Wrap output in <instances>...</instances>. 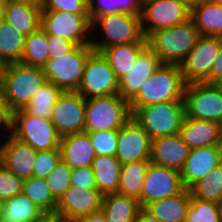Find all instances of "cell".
Returning <instances> with one entry per match:
<instances>
[{
	"instance_id": "5bb4252c",
	"label": "cell",
	"mask_w": 222,
	"mask_h": 222,
	"mask_svg": "<svg viewBox=\"0 0 222 222\" xmlns=\"http://www.w3.org/2000/svg\"><path fill=\"white\" fill-rule=\"evenodd\" d=\"M179 171L150 162L142 186L140 205L173 197L184 190Z\"/></svg>"
},
{
	"instance_id": "5b68a950",
	"label": "cell",
	"mask_w": 222,
	"mask_h": 222,
	"mask_svg": "<svg viewBox=\"0 0 222 222\" xmlns=\"http://www.w3.org/2000/svg\"><path fill=\"white\" fill-rule=\"evenodd\" d=\"M132 118L129 101L119 94L86 99L85 132L118 131Z\"/></svg>"
},
{
	"instance_id": "681fc988",
	"label": "cell",
	"mask_w": 222,
	"mask_h": 222,
	"mask_svg": "<svg viewBox=\"0 0 222 222\" xmlns=\"http://www.w3.org/2000/svg\"><path fill=\"white\" fill-rule=\"evenodd\" d=\"M74 222H107L105 214L102 210L91 213L87 216H84L80 219L75 220Z\"/></svg>"
},
{
	"instance_id": "680465c9",
	"label": "cell",
	"mask_w": 222,
	"mask_h": 222,
	"mask_svg": "<svg viewBox=\"0 0 222 222\" xmlns=\"http://www.w3.org/2000/svg\"><path fill=\"white\" fill-rule=\"evenodd\" d=\"M0 222H19V221L3 218Z\"/></svg>"
},
{
	"instance_id": "277c9868",
	"label": "cell",
	"mask_w": 222,
	"mask_h": 222,
	"mask_svg": "<svg viewBox=\"0 0 222 222\" xmlns=\"http://www.w3.org/2000/svg\"><path fill=\"white\" fill-rule=\"evenodd\" d=\"M134 119L153 140L177 135L185 117L184 101H168L130 108Z\"/></svg>"
},
{
	"instance_id": "60d3db41",
	"label": "cell",
	"mask_w": 222,
	"mask_h": 222,
	"mask_svg": "<svg viewBox=\"0 0 222 222\" xmlns=\"http://www.w3.org/2000/svg\"><path fill=\"white\" fill-rule=\"evenodd\" d=\"M60 160V149L37 151L32 176L45 179L54 170Z\"/></svg>"
},
{
	"instance_id": "836d02e7",
	"label": "cell",
	"mask_w": 222,
	"mask_h": 222,
	"mask_svg": "<svg viewBox=\"0 0 222 222\" xmlns=\"http://www.w3.org/2000/svg\"><path fill=\"white\" fill-rule=\"evenodd\" d=\"M48 54L47 34L39 28L26 36L21 63L42 68L48 61Z\"/></svg>"
},
{
	"instance_id": "74e56055",
	"label": "cell",
	"mask_w": 222,
	"mask_h": 222,
	"mask_svg": "<svg viewBox=\"0 0 222 222\" xmlns=\"http://www.w3.org/2000/svg\"><path fill=\"white\" fill-rule=\"evenodd\" d=\"M185 222H221L220 204L191 196Z\"/></svg>"
},
{
	"instance_id": "4316f807",
	"label": "cell",
	"mask_w": 222,
	"mask_h": 222,
	"mask_svg": "<svg viewBox=\"0 0 222 222\" xmlns=\"http://www.w3.org/2000/svg\"><path fill=\"white\" fill-rule=\"evenodd\" d=\"M140 202L119 193L103 195L101 210L107 222H134L141 210Z\"/></svg>"
},
{
	"instance_id": "cb8c5ba5",
	"label": "cell",
	"mask_w": 222,
	"mask_h": 222,
	"mask_svg": "<svg viewBox=\"0 0 222 222\" xmlns=\"http://www.w3.org/2000/svg\"><path fill=\"white\" fill-rule=\"evenodd\" d=\"M41 4L8 2L5 7L4 20L18 32L29 36L41 26Z\"/></svg>"
},
{
	"instance_id": "1f68e13d",
	"label": "cell",
	"mask_w": 222,
	"mask_h": 222,
	"mask_svg": "<svg viewBox=\"0 0 222 222\" xmlns=\"http://www.w3.org/2000/svg\"><path fill=\"white\" fill-rule=\"evenodd\" d=\"M62 90L57 88L52 82L47 81L33 95L30 103L23 110L27 114H32L38 118L51 119L53 107L55 106Z\"/></svg>"
},
{
	"instance_id": "b9f144b4",
	"label": "cell",
	"mask_w": 222,
	"mask_h": 222,
	"mask_svg": "<svg viewBox=\"0 0 222 222\" xmlns=\"http://www.w3.org/2000/svg\"><path fill=\"white\" fill-rule=\"evenodd\" d=\"M41 9L89 15V4L86 0H41Z\"/></svg>"
},
{
	"instance_id": "d6986e66",
	"label": "cell",
	"mask_w": 222,
	"mask_h": 222,
	"mask_svg": "<svg viewBox=\"0 0 222 222\" xmlns=\"http://www.w3.org/2000/svg\"><path fill=\"white\" fill-rule=\"evenodd\" d=\"M36 153L30 145L12 135L0 141V163L23 180L32 177Z\"/></svg>"
},
{
	"instance_id": "83f0119b",
	"label": "cell",
	"mask_w": 222,
	"mask_h": 222,
	"mask_svg": "<svg viewBox=\"0 0 222 222\" xmlns=\"http://www.w3.org/2000/svg\"><path fill=\"white\" fill-rule=\"evenodd\" d=\"M147 47V42L112 45L101 53L108 60L118 80L128 74L139 54Z\"/></svg>"
},
{
	"instance_id": "bcb514c9",
	"label": "cell",
	"mask_w": 222,
	"mask_h": 222,
	"mask_svg": "<svg viewBox=\"0 0 222 222\" xmlns=\"http://www.w3.org/2000/svg\"><path fill=\"white\" fill-rule=\"evenodd\" d=\"M13 132V110L0 109V141L4 140Z\"/></svg>"
},
{
	"instance_id": "9a60e30c",
	"label": "cell",
	"mask_w": 222,
	"mask_h": 222,
	"mask_svg": "<svg viewBox=\"0 0 222 222\" xmlns=\"http://www.w3.org/2000/svg\"><path fill=\"white\" fill-rule=\"evenodd\" d=\"M86 99L77 91L62 92L53 107L51 121L61 137L85 132Z\"/></svg>"
},
{
	"instance_id": "8992f818",
	"label": "cell",
	"mask_w": 222,
	"mask_h": 222,
	"mask_svg": "<svg viewBox=\"0 0 222 222\" xmlns=\"http://www.w3.org/2000/svg\"><path fill=\"white\" fill-rule=\"evenodd\" d=\"M46 82L42 68L21 62L6 64L3 85L8 105L13 111L23 109Z\"/></svg>"
},
{
	"instance_id": "ac0fdd59",
	"label": "cell",
	"mask_w": 222,
	"mask_h": 222,
	"mask_svg": "<svg viewBox=\"0 0 222 222\" xmlns=\"http://www.w3.org/2000/svg\"><path fill=\"white\" fill-rule=\"evenodd\" d=\"M222 163V145L204 146L190 149L185 164L180 171L185 189H190L195 183L208 175Z\"/></svg>"
},
{
	"instance_id": "6f0895ef",
	"label": "cell",
	"mask_w": 222,
	"mask_h": 222,
	"mask_svg": "<svg viewBox=\"0 0 222 222\" xmlns=\"http://www.w3.org/2000/svg\"><path fill=\"white\" fill-rule=\"evenodd\" d=\"M3 219V201L0 200V221Z\"/></svg>"
},
{
	"instance_id": "d590c367",
	"label": "cell",
	"mask_w": 222,
	"mask_h": 222,
	"mask_svg": "<svg viewBox=\"0 0 222 222\" xmlns=\"http://www.w3.org/2000/svg\"><path fill=\"white\" fill-rule=\"evenodd\" d=\"M22 193L29 197L43 212H55L57 200L51 194L44 178L32 176L25 179Z\"/></svg>"
},
{
	"instance_id": "ba28073f",
	"label": "cell",
	"mask_w": 222,
	"mask_h": 222,
	"mask_svg": "<svg viewBox=\"0 0 222 222\" xmlns=\"http://www.w3.org/2000/svg\"><path fill=\"white\" fill-rule=\"evenodd\" d=\"M93 52L91 45H79L65 57L48 60L42 67L43 74L63 92L77 91L86 62Z\"/></svg>"
},
{
	"instance_id": "8d00e7d4",
	"label": "cell",
	"mask_w": 222,
	"mask_h": 222,
	"mask_svg": "<svg viewBox=\"0 0 222 222\" xmlns=\"http://www.w3.org/2000/svg\"><path fill=\"white\" fill-rule=\"evenodd\" d=\"M88 4L91 22L99 16L117 12L142 14V0H90Z\"/></svg>"
},
{
	"instance_id": "30bf717a",
	"label": "cell",
	"mask_w": 222,
	"mask_h": 222,
	"mask_svg": "<svg viewBox=\"0 0 222 222\" xmlns=\"http://www.w3.org/2000/svg\"><path fill=\"white\" fill-rule=\"evenodd\" d=\"M40 28L47 35L62 37L77 46L92 43V22L89 15L42 10Z\"/></svg>"
},
{
	"instance_id": "e575fe53",
	"label": "cell",
	"mask_w": 222,
	"mask_h": 222,
	"mask_svg": "<svg viewBox=\"0 0 222 222\" xmlns=\"http://www.w3.org/2000/svg\"><path fill=\"white\" fill-rule=\"evenodd\" d=\"M191 196L205 201L222 203V163L189 189Z\"/></svg>"
},
{
	"instance_id": "44dd1931",
	"label": "cell",
	"mask_w": 222,
	"mask_h": 222,
	"mask_svg": "<svg viewBox=\"0 0 222 222\" xmlns=\"http://www.w3.org/2000/svg\"><path fill=\"white\" fill-rule=\"evenodd\" d=\"M189 151L179 134L155 138L152 140L150 162L180 172Z\"/></svg>"
},
{
	"instance_id": "7402d4cb",
	"label": "cell",
	"mask_w": 222,
	"mask_h": 222,
	"mask_svg": "<svg viewBox=\"0 0 222 222\" xmlns=\"http://www.w3.org/2000/svg\"><path fill=\"white\" fill-rule=\"evenodd\" d=\"M179 135L190 149L222 145V125L211 121L184 117Z\"/></svg>"
},
{
	"instance_id": "db71d44e",
	"label": "cell",
	"mask_w": 222,
	"mask_h": 222,
	"mask_svg": "<svg viewBox=\"0 0 222 222\" xmlns=\"http://www.w3.org/2000/svg\"><path fill=\"white\" fill-rule=\"evenodd\" d=\"M6 2H19L26 4H41V0H6Z\"/></svg>"
},
{
	"instance_id": "7c38bea8",
	"label": "cell",
	"mask_w": 222,
	"mask_h": 222,
	"mask_svg": "<svg viewBox=\"0 0 222 222\" xmlns=\"http://www.w3.org/2000/svg\"><path fill=\"white\" fill-rule=\"evenodd\" d=\"M191 9L178 0H143L142 30L145 38L152 32L177 26L190 18Z\"/></svg>"
},
{
	"instance_id": "f546056e",
	"label": "cell",
	"mask_w": 222,
	"mask_h": 222,
	"mask_svg": "<svg viewBox=\"0 0 222 222\" xmlns=\"http://www.w3.org/2000/svg\"><path fill=\"white\" fill-rule=\"evenodd\" d=\"M150 161H136L121 166L119 194L133 197L140 202L143 182Z\"/></svg>"
},
{
	"instance_id": "ffe728a7",
	"label": "cell",
	"mask_w": 222,
	"mask_h": 222,
	"mask_svg": "<svg viewBox=\"0 0 222 222\" xmlns=\"http://www.w3.org/2000/svg\"><path fill=\"white\" fill-rule=\"evenodd\" d=\"M162 65L160 59L146 47L137 57L134 66L119 80V95L130 101L144 82Z\"/></svg>"
},
{
	"instance_id": "603a6c76",
	"label": "cell",
	"mask_w": 222,
	"mask_h": 222,
	"mask_svg": "<svg viewBox=\"0 0 222 222\" xmlns=\"http://www.w3.org/2000/svg\"><path fill=\"white\" fill-rule=\"evenodd\" d=\"M61 159L71 168L92 166L96 154L92 141L86 132L61 137Z\"/></svg>"
},
{
	"instance_id": "7bdbcfd3",
	"label": "cell",
	"mask_w": 222,
	"mask_h": 222,
	"mask_svg": "<svg viewBox=\"0 0 222 222\" xmlns=\"http://www.w3.org/2000/svg\"><path fill=\"white\" fill-rule=\"evenodd\" d=\"M23 181L0 163V200L5 201L22 193Z\"/></svg>"
},
{
	"instance_id": "91938a15",
	"label": "cell",
	"mask_w": 222,
	"mask_h": 222,
	"mask_svg": "<svg viewBox=\"0 0 222 222\" xmlns=\"http://www.w3.org/2000/svg\"><path fill=\"white\" fill-rule=\"evenodd\" d=\"M214 3L222 6V0H212Z\"/></svg>"
},
{
	"instance_id": "f6af8a7d",
	"label": "cell",
	"mask_w": 222,
	"mask_h": 222,
	"mask_svg": "<svg viewBox=\"0 0 222 222\" xmlns=\"http://www.w3.org/2000/svg\"><path fill=\"white\" fill-rule=\"evenodd\" d=\"M70 178L71 186L97 189L94 171L91 166L72 169Z\"/></svg>"
},
{
	"instance_id": "7dc6e473",
	"label": "cell",
	"mask_w": 222,
	"mask_h": 222,
	"mask_svg": "<svg viewBox=\"0 0 222 222\" xmlns=\"http://www.w3.org/2000/svg\"><path fill=\"white\" fill-rule=\"evenodd\" d=\"M222 81V37H220L219 53L212 65L211 83L218 84Z\"/></svg>"
},
{
	"instance_id": "d4e9b609",
	"label": "cell",
	"mask_w": 222,
	"mask_h": 222,
	"mask_svg": "<svg viewBox=\"0 0 222 222\" xmlns=\"http://www.w3.org/2000/svg\"><path fill=\"white\" fill-rule=\"evenodd\" d=\"M191 193L184 189L181 193L149 203L145 209L161 222H185Z\"/></svg>"
},
{
	"instance_id": "f1b7e54d",
	"label": "cell",
	"mask_w": 222,
	"mask_h": 222,
	"mask_svg": "<svg viewBox=\"0 0 222 222\" xmlns=\"http://www.w3.org/2000/svg\"><path fill=\"white\" fill-rule=\"evenodd\" d=\"M190 18L200 35L222 37V6L208 0L191 9Z\"/></svg>"
},
{
	"instance_id": "9c48e42d",
	"label": "cell",
	"mask_w": 222,
	"mask_h": 222,
	"mask_svg": "<svg viewBox=\"0 0 222 222\" xmlns=\"http://www.w3.org/2000/svg\"><path fill=\"white\" fill-rule=\"evenodd\" d=\"M185 117L222 125V88L219 84L198 82L186 84Z\"/></svg>"
},
{
	"instance_id": "7a4b0ae2",
	"label": "cell",
	"mask_w": 222,
	"mask_h": 222,
	"mask_svg": "<svg viewBox=\"0 0 222 222\" xmlns=\"http://www.w3.org/2000/svg\"><path fill=\"white\" fill-rule=\"evenodd\" d=\"M200 34L191 18L171 28L150 33L147 47L162 64L179 65L194 48Z\"/></svg>"
},
{
	"instance_id": "6da1fadb",
	"label": "cell",
	"mask_w": 222,
	"mask_h": 222,
	"mask_svg": "<svg viewBox=\"0 0 222 222\" xmlns=\"http://www.w3.org/2000/svg\"><path fill=\"white\" fill-rule=\"evenodd\" d=\"M138 42H147L142 30L141 15L117 12L99 16L92 22L91 47L96 52L112 45Z\"/></svg>"
},
{
	"instance_id": "4fadbf2b",
	"label": "cell",
	"mask_w": 222,
	"mask_h": 222,
	"mask_svg": "<svg viewBox=\"0 0 222 222\" xmlns=\"http://www.w3.org/2000/svg\"><path fill=\"white\" fill-rule=\"evenodd\" d=\"M220 37L200 35L194 48L180 64L186 84L211 83L212 65L219 53Z\"/></svg>"
},
{
	"instance_id": "e0dca14e",
	"label": "cell",
	"mask_w": 222,
	"mask_h": 222,
	"mask_svg": "<svg viewBox=\"0 0 222 222\" xmlns=\"http://www.w3.org/2000/svg\"><path fill=\"white\" fill-rule=\"evenodd\" d=\"M103 195L97 189L70 186L58 199L57 212L66 222H74L101 210Z\"/></svg>"
},
{
	"instance_id": "9f6ffc18",
	"label": "cell",
	"mask_w": 222,
	"mask_h": 222,
	"mask_svg": "<svg viewBox=\"0 0 222 222\" xmlns=\"http://www.w3.org/2000/svg\"><path fill=\"white\" fill-rule=\"evenodd\" d=\"M5 66L6 64L0 60V85L3 84Z\"/></svg>"
},
{
	"instance_id": "484cf974",
	"label": "cell",
	"mask_w": 222,
	"mask_h": 222,
	"mask_svg": "<svg viewBox=\"0 0 222 222\" xmlns=\"http://www.w3.org/2000/svg\"><path fill=\"white\" fill-rule=\"evenodd\" d=\"M122 164L115 156L96 155L92 162L97 190L102 194L117 193Z\"/></svg>"
},
{
	"instance_id": "c3c4849f",
	"label": "cell",
	"mask_w": 222,
	"mask_h": 222,
	"mask_svg": "<svg viewBox=\"0 0 222 222\" xmlns=\"http://www.w3.org/2000/svg\"><path fill=\"white\" fill-rule=\"evenodd\" d=\"M33 222H66L57 212H43Z\"/></svg>"
},
{
	"instance_id": "8fae6325",
	"label": "cell",
	"mask_w": 222,
	"mask_h": 222,
	"mask_svg": "<svg viewBox=\"0 0 222 222\" xmlns=\"http://www.w3.org/2000/svg\"><path fill=\"white\" fill-rule=\"evenodd\" d=\"M77 92L85 99L119 94V80L101 52L89 56Z\"/></svg>"
},
{
	"instance_id": "f5cc1de1",
	"label": "cell",
	"mask_w": 222,
	"mask_h": 222,
	"mask_svg": "<svg viewBox=\"0 0 222 222\" xmlns=\"http://www.w3.org/2000/svg\"><path fill=\"white\" fill-rule=\"evenodd\" d=\"M178 1H181L189 9H192L193 7L198 6L199 4H202L208 0H178Z\"/></svg>"
},
{
	"instance_id": "f907efd6",
	"label": "cell",
	"mask_w": 222,
	"mask_h": 222,
	"mask_svg": "<svg viewBox=\"0 0 222 222\" xmlns=\"http://www.w3.org/2000/svg\"><path fill=\"white\" fill-rule=\"evenodd\" d=\"M134 222H161L158 218L149 213L144 207L141 208Z\"/></svg>"
},
{
	"instance_id": "52a82bcc",
	"label": "cell",
	"mask_w": 222,
	"mask_h": 222,
	"mask_svg": "<svg viewBox=\"0 0 222 222\" xmlns=\"http://www.w3.org/2000/svg\"><path fill=\"white\" fill-rule=\"evenodd\" d=\"M12 136L36 151L60 148L61 136L51 119L38 118L23 109L13 111Z\"/></svg>"
},
{
	"instance_id": "3957f363",
	"label": "cell",
	"mask_w": 222,
	"mask_h": 222,
	"mask_svg": "<svg viewBox=\"0 0 222 222\" xmlns=\"http://www.w3.org/2000/svg\"><path fill=\"white\" fill-rule=\"evenodd\" d=\"M185 80L179 65L162 64L129 101L139 108L168 101H184Z\"/></svg>"
},
{
	"instance_id": "2e32d148",
	"label": "cell",
	"mask_w": 222,
	"mask_h": 222,
	"mask_svg": "<svg viewBox=\"0 0 222 222\" xmlns=\"http://www.w3.org/2000/svg\"><path fill=\"white\" fill-rule=\"evenodd\" d=\"M152 139L134 120L130 119L118 130L115 157L122 165L136 161H150Z\"/></svg>"
},
{
	"instance_id": "11a10c76",
	"label": "cell",
	"mask_w": 222,
	"mask_h": 222,
	"mask_svg": "<svg viewBox=\"0 0 222 222\" xmlns=\"http://www.w3.org/2000/svg\"><path fill=\"white\" fill-rule=\"evenodd\" d=\"M6 4H7L6 0H0V23L4 20Z\"/></svg>"
},
{
	"instance_id": "4dcf8cb0",
	"label": "cell",
	"mask_w": 222,
	"mask_h": 222,
	"mask_svg": "<svg viewBox=\"0 0 222 222\" xmlns=\"http://www.w3.org/2000/svg\"><path fill=\"white\" fill-rule=\"evenodd\" d=\"M26 36L3 20L0 23V60L5 64L21 62Z\"/></svg>"
},
{
	"instance_id": "94428289",
	"label": "cell",
	"mask_w": 222,
	"mask_h": 222,
	"mask_svg": "<svg viewBox=\"0 0 222 222\" xmlns=\"http://www.w3.org/2000/svg\"><path fill=\"white\" fill-rule=\"evenodd\" d=\"M220 218H221V222H222V203L220 204Z\"/></svg>"
},
{
	"instance_id": "816d5d0a",
	"label": "cell",
	"mask_w": 222,
	"mask_h": 222,
	"mask_svg": "<svg viewBox=\"0 0 222 222\" xmlns=\"http://www.w3.org/2000/svg\"><path fill=\"white\" fill-rule=\"evenodd\" d=\"M0 109H11L7 103L6 91L4 85H0Z\"/></svg>"
},
{
	"instance_id": "d6a6232c",
	"label": "cell",
	"mask_w": 222,
	"mask_h": 222,
	"mask_svg": "<svg viewBox=\"0 0 222 222\" xmlns=\"http://www.w3.org/2000/svg\"><path fill=\"white\" fill-rule=\"evenodd\" d=\"M43 211L23 193L3 201V218L19 222H33Z\"/></svg>"
},
{
	"instance_id": "ee69618b",
	"label": "cell",
	"mask_w": 222,
	"mask_h": 222,
	"mask_svg": "<svg viewBox=\"0 0 222 222\" xmlns=\"http://www.w3.org/2000/svg\"><path fill=\"white\" fill-rule=\"evenodd\" d=\"M47 41L48 60L65 57L77 47L75 43L55 35H47Z\"/></svg>"
},
{
	"instance_id": "ab89813d",
	"label": "cell",
	"mask_w": 222,
	"mask_h": 222,
	"mask_svg": "<svg viewBox=\"0 0 222 222\" xmlns=\"http://www.w3.org/2000/svg\"><path fill=\"white\" fill-rule=\"evenodd\" d=\"M96 155H116L118 131L104 130L88 133Z\"/></svg>"
},
{
	"instance_id": "f35d334b",
	"label": "cell",
	"mask_w": 222,
	"mask_h": 222,
	"mask_svg": "<svg viewBox=\"0 0 222 222\" xmlns=\"http://www.w3.org/2000/svg\"><path fill=\"white\" fill-rule=\"evenodd\" d=\"M72 169L61 159L54 170L45 178L51 194L58 199L71 186Z\"/></svg>"
}]
</instances>
